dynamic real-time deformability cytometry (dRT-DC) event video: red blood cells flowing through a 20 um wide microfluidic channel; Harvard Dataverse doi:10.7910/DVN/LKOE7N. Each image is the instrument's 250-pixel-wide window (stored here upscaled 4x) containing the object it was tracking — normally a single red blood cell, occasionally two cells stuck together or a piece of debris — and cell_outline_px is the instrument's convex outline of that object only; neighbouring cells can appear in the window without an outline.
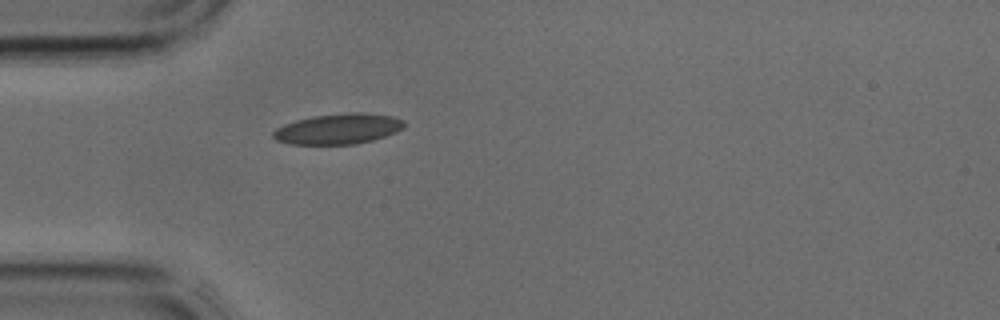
{"species": "common noctule bat (a hibernating species)", "species_latin": "Nyctalus noctula", "temperature_condition": "cold", "stored_images_in_passage": 3, "camera_frame_rate_fps": 3000, "um_per_image_px": 0.085, "animal": {"sex": "male", "body_mass_g": 17.9, "forearm_length_mm": 54.2}, "frame": {"image": 1, "passage_image": 3, "time_ms": 0.667, "image_size_px": [1000, 320], "cell_outline_px": [[404, 128], [396, 132], [372, 140], [356, 144], [288, 144], [276, 140], [272, 136], [272, 132], [276, 128], [284, 124], [296, 120], [312, 116], [348, 112], [360, 112], [392, 116], [404, 120]], "centroid_in_image_um": [28.73, 10.95], "position_along_channel_um": 56.3, "area_um2": 23.35}}